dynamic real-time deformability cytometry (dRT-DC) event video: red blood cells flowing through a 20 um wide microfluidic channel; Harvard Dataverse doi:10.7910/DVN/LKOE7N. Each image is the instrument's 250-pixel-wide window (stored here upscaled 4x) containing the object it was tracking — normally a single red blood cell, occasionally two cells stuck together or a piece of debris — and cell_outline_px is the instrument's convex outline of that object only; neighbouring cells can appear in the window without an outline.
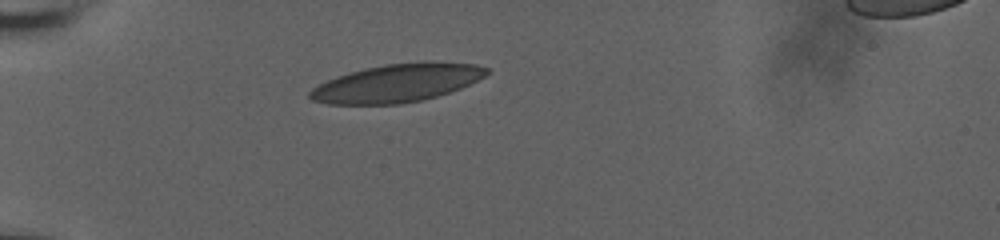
{"species": "human", "species_latin": "Homo sapiens", "temperature_condition": "room temperature", "stored_images_in_passage": 34, "camera_frame_rate_fps": 3000, "um_per_image_px": 0.085, "donor": {"sex": "male"}, "frame": {"image": 1, "passage_image": 1, "time_ms": 0.0, "image_size_px": [1000, 240], "cell_outline_px": [[488, 72], [484, 76], [460, 88], [436, 96], [420, 100], [400, 104], [328, 104], [312, 100], [308, 96], [308, 92], [312, 88], [336, 76], [384, 64], [424, 60], [476, 64], [488, 68]], "centroid_in_image_um": [33.74, 7.04], "position_along_channel_um": 51.3, "area_um2": 39.07}}
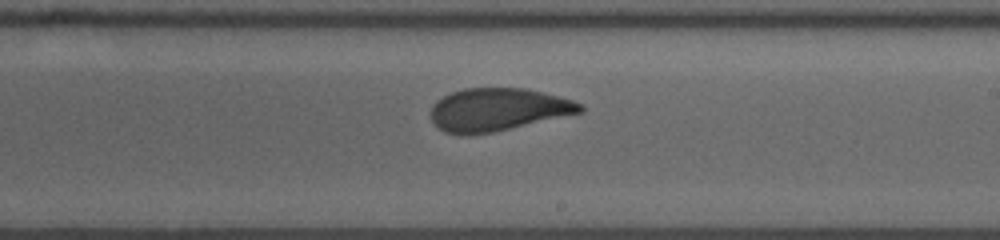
{"frame": {"image": 2, "passage_image": 19, "time_ms": 6.0, "image_size_px": [1000, 240], "cell_outline_px": [[584, 112], [492, 132], [444, 132], [432, 120], [432, 104], [436, 100], [452, 92], [464, 88], [524, 88], [572, 100], [584, 104]], "centroid_in_image_um": [42.36, 9.28], "position_along_channel_um": 246.6, "area_um2": 36.36}}
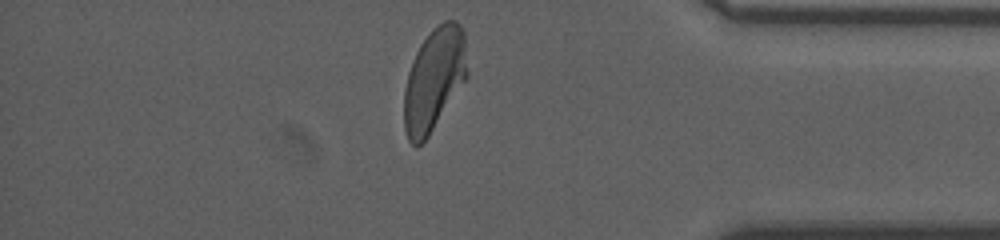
{"frame": {"image": 3, "passage_image": 33, "time_ms": 10.667, "image_size_px": [1000, 240], "cell_outline_px": [[468, 76], [428, 136], [416, 148], [408, 140], [404, 128], [404, 88], [408, 72], [412, 60], [420, 44], [432, 28], [444, 20], [456, 20], [460, 24], [464, 32], [468, 72]], "centroid_in_image_um": [36.89, 6.72], "position_along_channel_um": 398.3, "area_um2": 38.03}, "authors_computed_cell_mechanics": {"area_um2": 38.2058, "velocity_mm_per_s": 3.7005, "shape_relaxation_time_tau1_ms": 7.2563, "shape_relaxation_time_tau2_ms": 0.992, "deformation_change_tau1": 0.2026, "deformation_change_tau2": 0.0759}}